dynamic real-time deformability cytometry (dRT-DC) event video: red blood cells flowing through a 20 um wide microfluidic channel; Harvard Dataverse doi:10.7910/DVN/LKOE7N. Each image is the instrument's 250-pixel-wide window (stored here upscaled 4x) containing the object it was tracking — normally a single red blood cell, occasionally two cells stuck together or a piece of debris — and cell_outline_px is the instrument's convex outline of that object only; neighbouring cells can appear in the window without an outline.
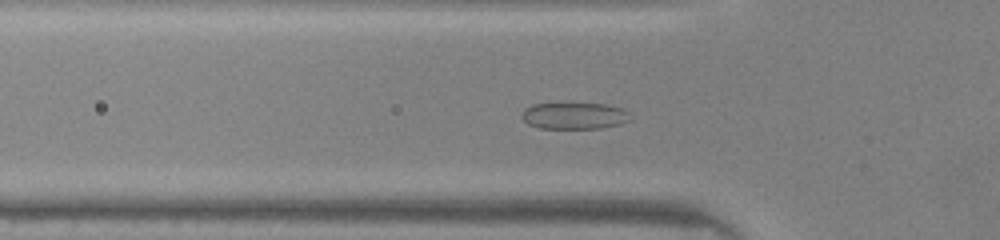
{"species": "common noctule bat (a hibernating species)", "species_latin": "Nyctalus noctula", "temperature_condition": "warm", "stored_images_in_passage": 36, "camera_frame_rate_fps": 3000, "um_per_image_px": 0.085, "animal": {"sex": "male", "body_mass_g": 20.0, "forearm_length_mm": 53.3}, "frame": {"image": 1, "passage_image": 3, "time_ms": 0.667, "image_size_px": [1000, 240], "cell_outline_px": [[632, 120], [620, 124], [600, 128], [540, 128], [528, 124], [520, 116], [524, 108], [532, 104], [604, 104], [624, 108], [628, 112]], "centroid_in_image_um": [48.83, 9.84], "position_along_channel_um": 77.0, "area_um2": 16.82}}
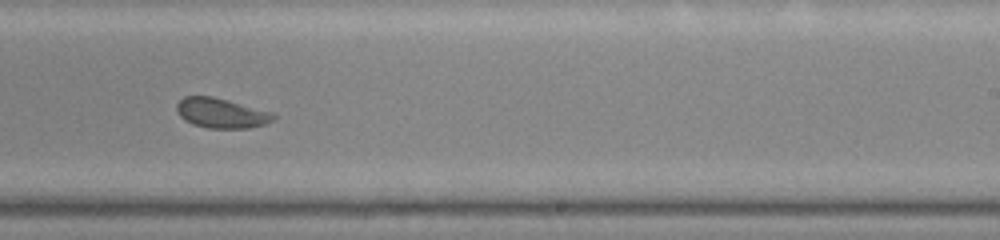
{"frame": {"image": 2, "passage_image": 17, "time_ms": 5.333, "image_size_px": [1000, 240], "cell_outline_px": [[276, 120], [264, 124], [248, 128], [208, 128], [192, 124], [184, 120], [180, 116], [176, 108], [176, 104], [184, 96], [212, 96], [276, 112]], "centroid_in_image_um": [18.86, 9.61], "position_along_channel_um": 270.1, "area_um2": 17.11}}
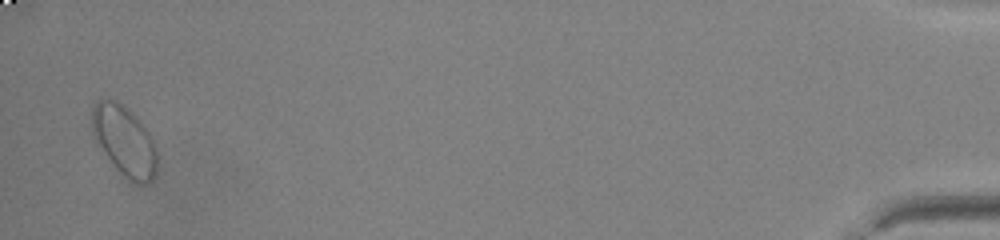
{"frame": {"image": 3, "passage_image": 35, "time_ms": 11.333, "image_size_px": [1000, 240], "cell_outline_px": [[156, 172], [152, 180], [144, 184], [136, 184], [128, 180], [112, 164], [96, 144], [92, 132], [92, 104], [96, 100], [116, 100], [128, 108], [136, 116], [152, 136], [156, 148]], "centroid_in_image_um": [10.56, 11.97], "position_along_channel_um": 424.6, "area_um2": 26.88}, "authors_computed_cell_mechanics": {"area_um2": 17.1377, "velocity_mm_per_s": 4.1405, "shape_relaxation_time_tau1_ms": 6.0236, "shape_relaxation_time_tau2_ms": 0.7314, "deformation_change_tau1": 0.1278, "deformation_change_tau2": 0.0602}}